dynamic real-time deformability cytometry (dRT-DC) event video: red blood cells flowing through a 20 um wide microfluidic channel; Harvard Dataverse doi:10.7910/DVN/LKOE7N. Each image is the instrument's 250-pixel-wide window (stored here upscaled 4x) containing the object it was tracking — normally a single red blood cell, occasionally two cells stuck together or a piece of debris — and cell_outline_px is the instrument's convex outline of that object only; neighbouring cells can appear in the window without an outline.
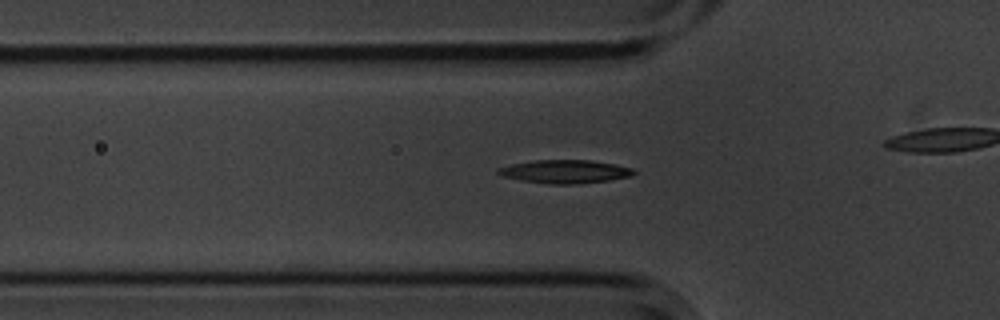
{"species": "common noctule bat (a hibernating species)", "species_latin": "Nyctalus noctula", "temperature_condition": "cold", "stored_images_in_passage": 41, "camera_frame_rate_fps": 3000, "um_per_image_px": 0.085, "animal": {"sex": "male", "body_mass_g": 20.1, "forearm_length_mm": 53.5}, "frame": {"image": 1, "passage_image": 13, "time_ms": 4.0, "image_size_px": [1000, 320], "cell_outline_px": [[636, 172], [632, 176], [608, 180], [576, 184], [548, 184], [520, 180], [504, 176], [496, 172], [500, 168], [512, 164], [532, 160], [592, 160], [616, 164], [632, 168]], "centroid_in_image_um": [48.06, 14.58], "position_along_channel_um": 77.7, "area_um2": 18.38}}
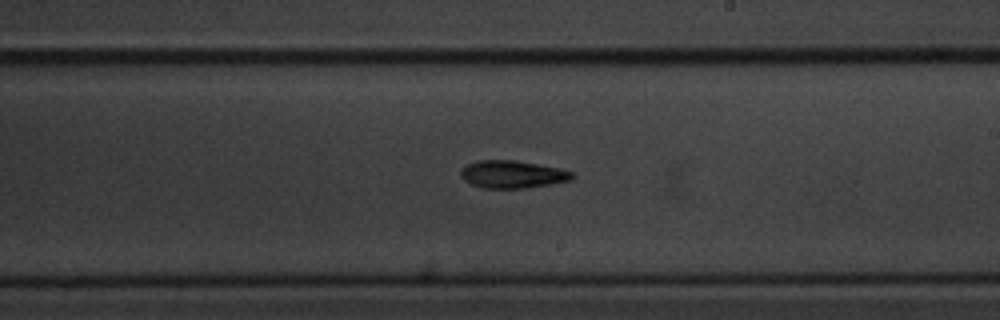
{"frame": {"image": 2, "passage_image": 27, "time_ms": 8.667, "image_size_px": [1000, 320], "cell_outline_px": [[572, 180], [552, 184], [524, 188], [484, 188], [472, 184], [464, 180], [460, 176], [460, 172], [468, 164], [476, 160], [512, 160], [536, 164], [556, 168], [572, 172]], "centroid_in_image_um": [43.52, 14.82], "position_along_channel_um": 245.5, "area_um2": 17.63}}
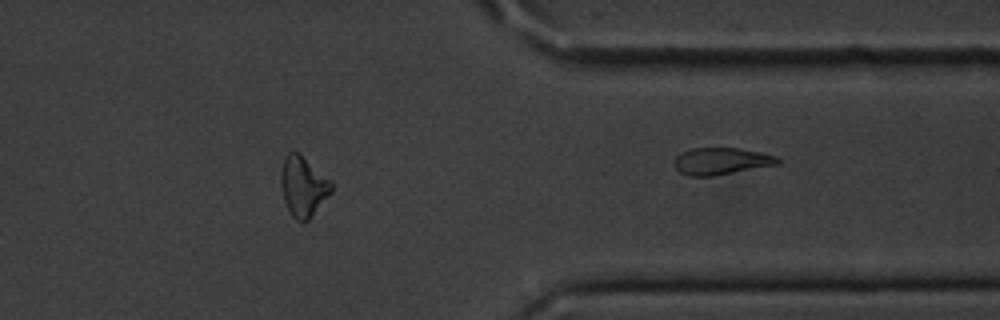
{"frame": {"image": 3, "passage_image": 40, "time_ms": 13.0, "image_size_px": [1000, 320], "cell_outline_px": [[332, 192], [308, 220], [304, 224], [296, 220], [292, 216], [284, 200], [280, 180], [280, 176], [284, 156], [288, 152], [300, 152], [332, 180]], "centroid_in_image_um": [25.78, 15.82], "position_along_channel_um": 385.6, "area_um2": 17.98}}